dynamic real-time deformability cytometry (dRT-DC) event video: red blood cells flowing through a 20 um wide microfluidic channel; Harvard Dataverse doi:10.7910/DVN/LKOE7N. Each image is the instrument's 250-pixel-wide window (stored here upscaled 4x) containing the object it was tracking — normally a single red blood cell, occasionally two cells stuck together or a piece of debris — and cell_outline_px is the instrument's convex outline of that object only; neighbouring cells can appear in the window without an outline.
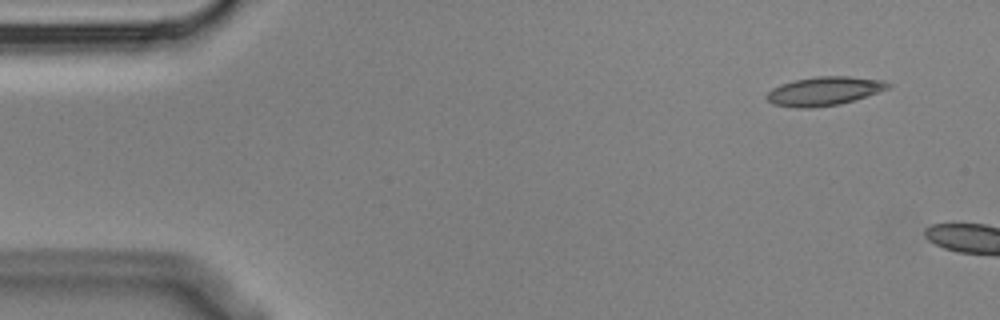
{"species": "Egyptian fruit bat (a non-hibernating species)", "species_latin": "Rousettus aegyptiacus", "temperature_condition": "cold", "stored_images_in_passage": 3, "camera_frame_rate_fps": 3000, "um_per_image_px": 0.085, "animal": {"sex": "male"}, "frame": {"image": 1, "passage_image": 1, "time_ms": 0.0, "image_size_px": [1000, 320], "cell_outline_px": [[892, 84], [888, 88], [840, 104], [812, 108], [796, 108], [772, 104], [764, 96], [772, 88], [780, 84], [796, 80], [816, 76], [848, 76], [884, 80]], "centroid_in_image_um": [70.0, 7.74], "position_along_channel_um": 15.0, "area_um2": 20.23}}